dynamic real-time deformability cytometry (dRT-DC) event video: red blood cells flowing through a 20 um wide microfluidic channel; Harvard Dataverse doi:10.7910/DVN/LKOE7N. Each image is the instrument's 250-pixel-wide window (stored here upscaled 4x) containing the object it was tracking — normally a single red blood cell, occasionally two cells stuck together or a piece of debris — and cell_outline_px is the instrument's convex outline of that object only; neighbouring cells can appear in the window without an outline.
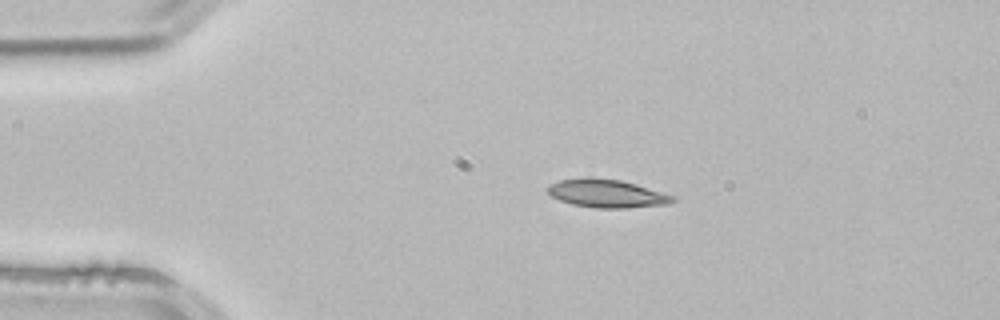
{"species": "common noctule bat (a hibernating species)", "species_latin": "Nyctalus noctula", "temperature_condition": "room temperature", "stored_images_in_passage": 2, "camera_frame_rate_fps": 3000, "um_per_image_px": 0.085, "animal": {"sex": "male", "body_mass_g": 21.5, "forearm_length_mm": 52.0}, "frame": {"image": 1, "passage_image": 1, "time_ms": 0.0, "image_size_px": [1000, 320], "cell_outline_px": [[676, 200], [668, 204], [628, 208], [596, 208], [572, 204], [560, 200], [552, 196], [548, 192], [548, 184], [560, 180], [584, 176], [592, 176], [620, 180], [636, 184], [676, 196]], "centroid_in_image_um": [51.58, 16.43], "position_along_channel_um": 33.4, "area_um2": 20.81}}